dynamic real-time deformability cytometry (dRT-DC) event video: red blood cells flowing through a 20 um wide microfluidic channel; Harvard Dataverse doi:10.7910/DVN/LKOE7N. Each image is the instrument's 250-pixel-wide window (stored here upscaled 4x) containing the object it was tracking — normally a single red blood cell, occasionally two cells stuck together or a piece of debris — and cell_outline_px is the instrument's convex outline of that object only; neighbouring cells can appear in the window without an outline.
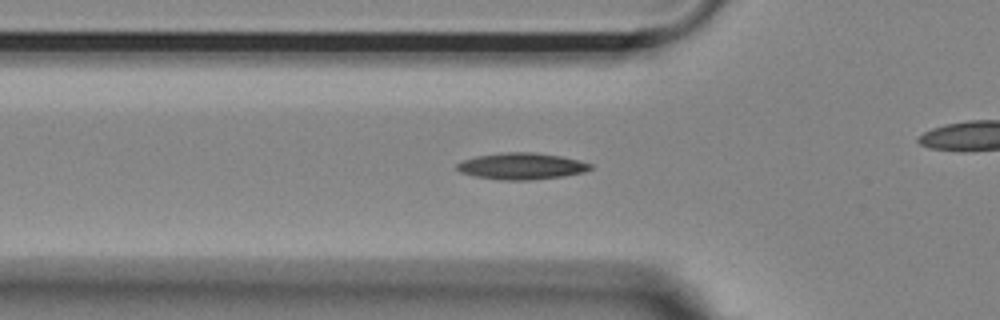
{"species": "Egyptian fruit bat (a non-hibernating species)", "species_latin": "Rousettus aegyptiacus", "temperature_condition": "room temperature", "stored_images_in_passage": 51, "camera_frame_rate_fps": 3000, "um_per_image_px": 0.085, "animal": {"sex": "female"}, "frame": {"image": 1, "passage_image": 14, "time_ms": 4.333, "image_size_px": [1000, 320], "cell_outline_px": [[592, 168], [584, 172], [564, 176], [528, 180], [504, 180], [476, 176], [460, 172], [456, 168], [456, 164], [464, 160], [476, 156], [504, 152], [532, 152], [560, 156], [580, 160], [592, 164]], "centroid_in_image_um": [44.35, 14.12], "position_along_channel_um": 81.5, "area_um2": 20.52}}
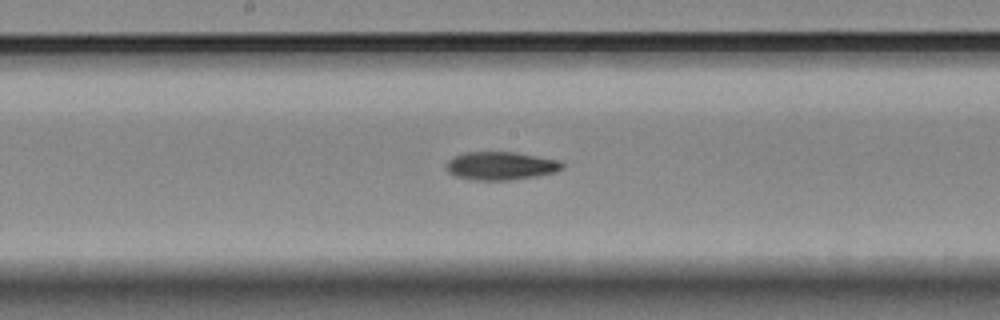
{"frame": {"image": 2, "passage_image": 24, "time_ms": 7.667, "image_size_px": [1000, 320], "cell_outline_px": [[564, 168], [556, 172], [536, 176], [508, 180], [476, 180], [456, 176], [448, 172], [444, 168], [444, 164], [448, 160], [464, 152], [516, 152], [560, 160], [564, 164]], "centroid_in_image_um": [42.57, 14.09], "position_along_channel_um": 205.6, "area_um2": 19.19}}
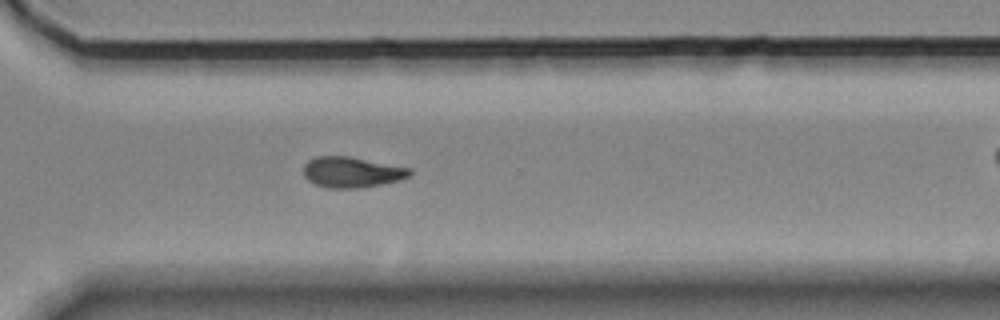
{"frame": {"image": 3, "passage_image": 35, "time_ms": 11.333, "image_size_px": [1000, 320], "cell_outline_px": [[412, 172], [408, 176], [400, 180], [360, 188], [328, 188], [316, 184], [308, 180], [304, 176], [304, 164], [308, 160], [316, 156], [348, 156], [412, 168]], "centroid_in_image_um": [29.9, 14.63], "position_along_channel_um": 340.7, "area_um2": 18.96}, "authors_computed_cell_mechanics": {"area_um2": 18.785, "velocity_mm_per_s": 3.6936, "shape_relaxation_time_tau1_ms": 10.1639, "shape_relaxation_time_tau2_ms": null, "deformation_change_tau1": 0.2082, "deformation_change_tau2": null}}